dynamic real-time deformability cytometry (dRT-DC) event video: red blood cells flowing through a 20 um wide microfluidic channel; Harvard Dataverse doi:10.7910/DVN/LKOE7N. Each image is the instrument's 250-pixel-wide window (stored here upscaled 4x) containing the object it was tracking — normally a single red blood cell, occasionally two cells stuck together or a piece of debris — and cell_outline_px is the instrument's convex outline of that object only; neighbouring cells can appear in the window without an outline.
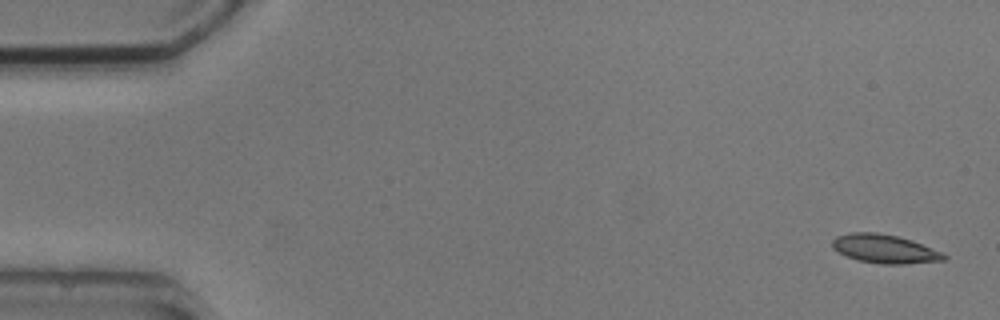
{"species": "common noctule bat (a hibernating species)", "species_latin": "Nyctalus noctula", "temperature_condition": "cold", "stored_images_in_passage": 7, "camera_frame_rate_fps": 3000, "um_per_image_px": 0.085, "animal": {"sex": "male", "body_mass_g": 20.5, "forearm_length_mm": 52.5}, "frame": {"image": 1, "passage_image": 1, "time_ms": 0.0, "image_size_px": [1000, 320], "cell_outline_px": [[948, 256], [944, 260], [904, 264], [880, 264], [860, 260], [848, 256], [832, 248], [832, 240], [836, 236], [848, 232], [876, 232], [896, 236], [912, 240], [944, 252]], "centroid_in_image_um": [75.22, 21.14], "position_along_channel_um": 9.8, "area_um2": 18.67}}
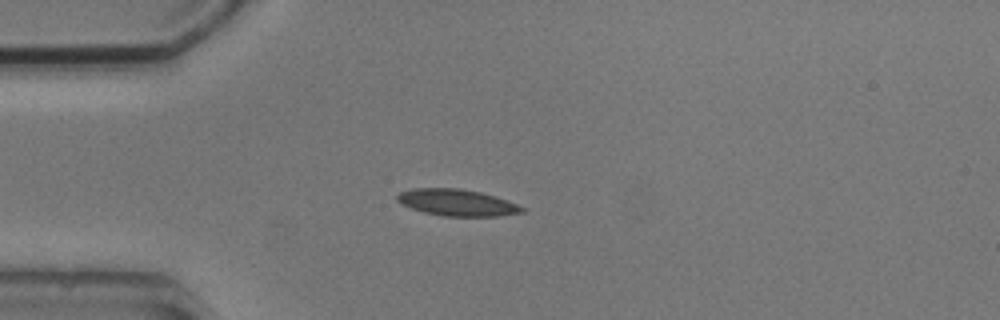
{"frame": {"image": 2, "passage_image": 4, "time_ms": 4.0, "image_size_px": [1000, 320], "cell_outline_px": [[524, 212], [500, 216], [444, 216], [424, 212], [400, 204], [396, 200], [396, 196], [400, 192], [412, 188], [460, 188], [480, 192], [496, 196], [516, 204], [524, 208]], "centroid_in_image_um": [38.82, 17.21], "position_along_channel_um": 46.2, "area_um2": 19.36}}